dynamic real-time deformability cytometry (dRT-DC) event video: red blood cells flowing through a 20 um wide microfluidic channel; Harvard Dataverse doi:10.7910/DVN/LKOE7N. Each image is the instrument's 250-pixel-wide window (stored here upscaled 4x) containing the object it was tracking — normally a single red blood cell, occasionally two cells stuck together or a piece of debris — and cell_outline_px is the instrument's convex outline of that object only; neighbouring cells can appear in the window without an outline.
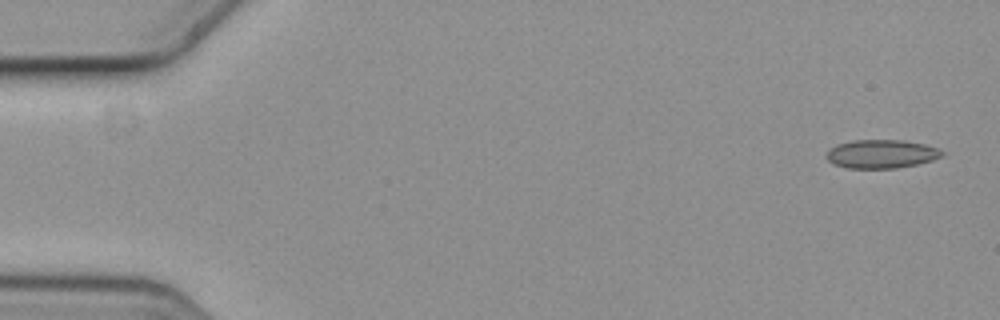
{"species": "common noctule bat (a hibernating species)", "species_latin": "Nyctalus noctula", "temperature_condition": "cold", "stored_images_in_passage": 5, "camera_frame_rate_fps": 3000, "um_per_image_px": 0.085, "animal": {"sex": "female", "body_mass_g": 19.3, "forearm_length_mm": 54.1}, "frame": {"image": 1, "passage_image": 1, "time_ms": 0.0, "image_size_px": [1000, 320], "cell_outline_px": [[944, 152], [940, 156], [932, 160], [916, 164], [896, 168], [848, 168], [836, 164], [828, 160], [824, 156], [836, 144], [852, 140], [904, 140], [924, 144], [936, 148]], "centroid_in_image_um": [74.89, 13.08], "position_along_channel_um": 10.1, "area_um2": 19.02}}
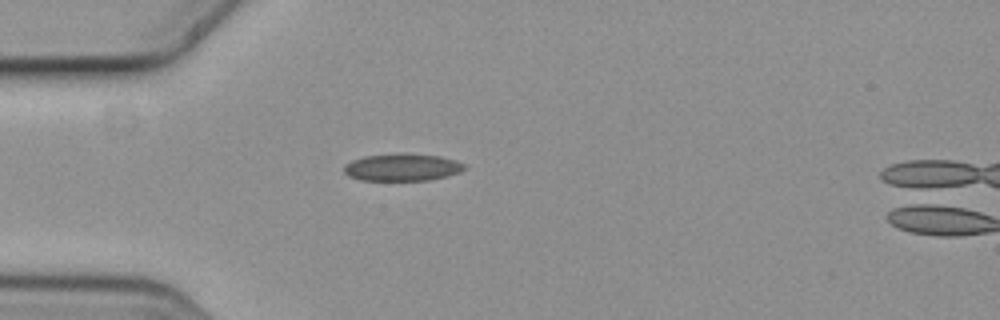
{"frame": {"image": 2, "passage_image": 4, "time_ms": 1.0, "image_size_px": [1000, 320], "cell_outline_px": [[468, 168], [460, 172], [448, 176], [428, 180], [360, 180], [348, 176], [344, 172], [344, 164], [352, 160], [364, 156], [404, 152], [440, 156], [456, 160], [468, 164]], "centroid_in_image_um": [34.23, 14.2], "position_along_channel_um": 50.8, "area_um2": 19.59}}